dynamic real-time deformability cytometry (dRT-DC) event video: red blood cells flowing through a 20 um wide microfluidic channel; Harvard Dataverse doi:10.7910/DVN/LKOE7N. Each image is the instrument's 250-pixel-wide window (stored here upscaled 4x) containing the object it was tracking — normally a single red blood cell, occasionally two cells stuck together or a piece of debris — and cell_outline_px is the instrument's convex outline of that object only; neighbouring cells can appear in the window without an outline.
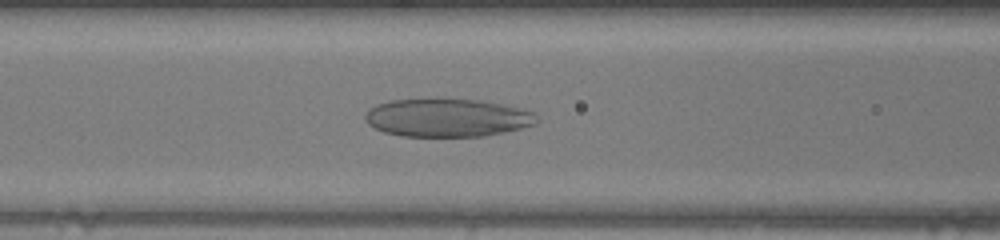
{"species": "human", "species_latin": "Homo sapiens", "temperature_condition": "warm", "stored_images_in_passage": 48, "camera_frame_rate_fps": 3000, "um_per_image_px": 0.085, "donor": {"sex": "female"}, "frame": {"image": 1, "passage_image": 18, "time_ms": 5.667, "image_size_px": [1000, 240], "cell_outline_px": [[536, 124], [504, 132], [484, 136], [404, 136], [384, 132], [368, 124], [364, 116], [368, 108], [376, 104], [392, 100], [436, 96], [480, 100], [500, 104], [532, 112], [536, 116]], "centroid_in_image_um": [37.94, 9.97], "position_along_channel_um": 128.7, "area_um2": 38.73}}
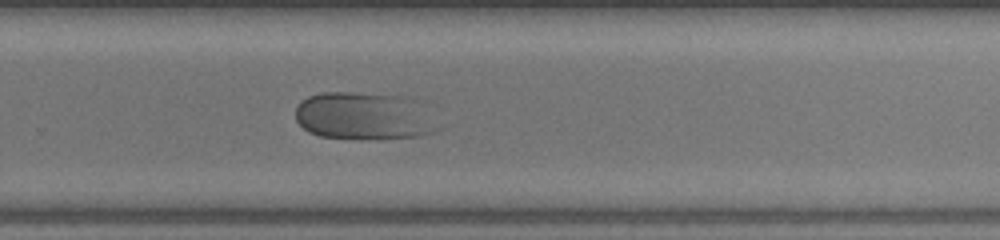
{"frame": {"image": 2, "passage_image": 31, "time_ms": 10.0, "image_size_px": [1000, 240], "cell_outline_px": [[444, 128], [436, 132], [420, 136], [320, 136], [308, 132], [296, 120], [296, 104], [300, 100], [308, 96], [320, 92], [352, 92], [416, 96]], "centroid_in_image_um": [31.03, 9.79], "position_along_channel_um": 298.8, "area_um2": 39.65}}
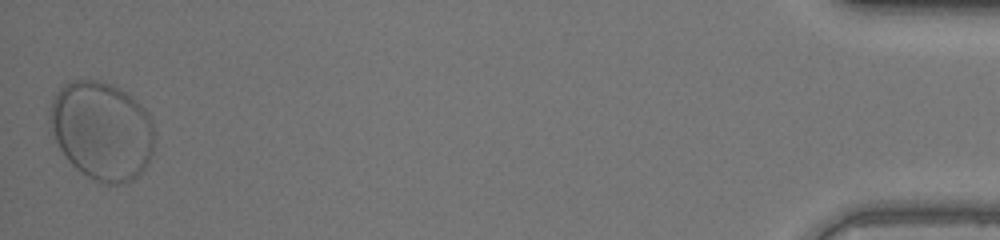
{"frame": {"image": 3, "passage_image": 48, "time_ms": 15.667, "image_size_px": [1000, 240], "cell_outline_px": [[152, 152], [148, 164], [132, 180], [124, 184], [108, 184], [96, 180], [88, 176], [76, 168], [68, 160], [60, 148], [56, 140], [52, 128], [52, 100], [56, 92], [64, 84], [72, 80], [104, 80], [112, 84], [132, 96], [148, 112], [152, 124]], "centroid_in_image_um": [8.68, 11.09], "position_along_channel_um": 426.5, "area_um2": 59.36}}